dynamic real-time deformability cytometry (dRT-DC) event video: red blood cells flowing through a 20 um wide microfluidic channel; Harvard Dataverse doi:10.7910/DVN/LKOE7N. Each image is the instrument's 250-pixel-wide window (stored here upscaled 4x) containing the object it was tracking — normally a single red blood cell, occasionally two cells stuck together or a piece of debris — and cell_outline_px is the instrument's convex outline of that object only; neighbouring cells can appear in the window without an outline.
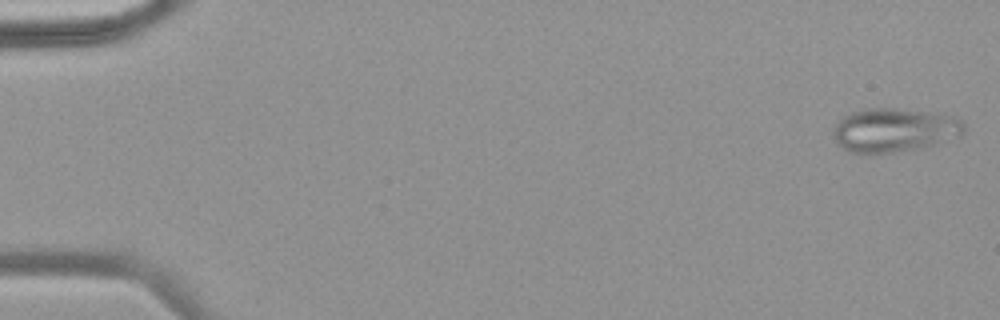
{"species": "common noctule bat (a hibernating species)", "species_latin": "Nyctalus noctula", "temperature_condition": "warm", "stored_images_in_passage": 48, "camera_frame_rate_fps": 3000, "um_per_image_px": 0.085, "animal": {"sex": "female", "body_mass_g": 18.4}, "frame": {"image": 1, "passage_image": 1, "time_ms": 0.0, "image_size_px": [1000, 320], "cell_outline_px": [[964, 136], [920, 148], [892, 152], [852, 152], [836, 144], [832, 136], [836, 124], [844, 116], [852, 112], [868, 108], [892, 108], [952, 116], [960, 120], [964, 124]], "centroid_in_image_um": [76.02, 11.06], "position_along_channel_um": 9.0, "area_um2": 32.95}}
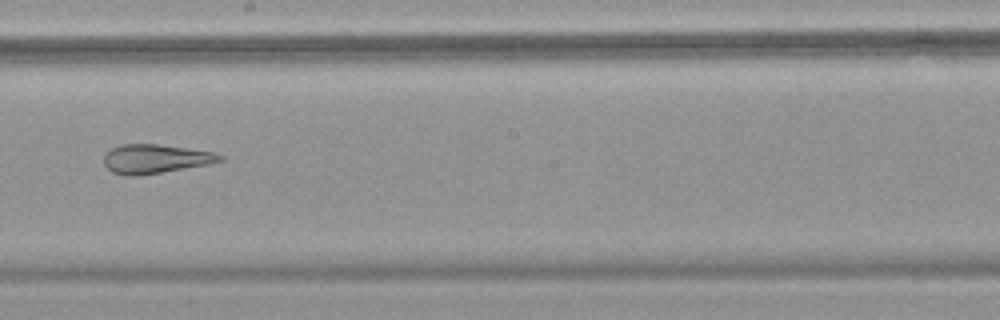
{"frame": {"image": 2, "passage_image": 28, "time_ms": 9.0, "image_size_px": [1000, 320], "cell_outline_px": [[224, 160], [208, 164], [140, 176], [124, 176], [112, 172], [104, 164], [104, 152], [120, 144], [156, 144], [188, 148], [216, 152], [224, 156]], "centroid_in_image_um": [13.19, 13.5], "position_along_channel_um": 235.0, "area_um2": 19.83}}
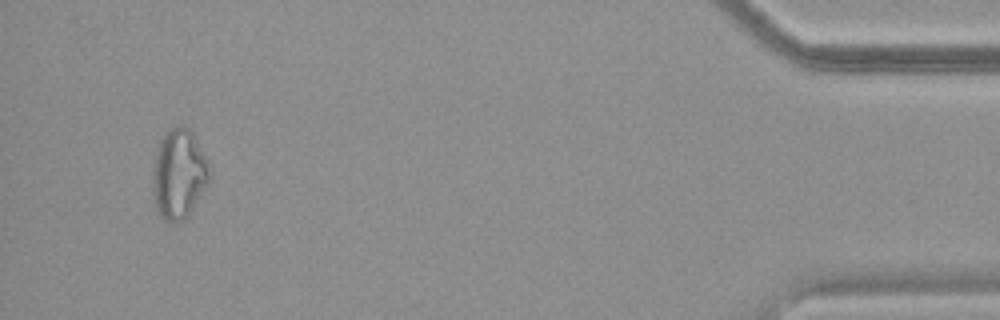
{"frame": {"image": 3, "passage_image": 46, "time_ms": 15.0, "image_size_px": [1000, 320], "cell_outline_px": [[212, 176], [208, 184], [188, 216], [184, 220], [176, 224], [172, 224], [164, 220], [160, 216], [156, 208], [152, 192], [152, 172], [156, 152], [160, 140], [164, 132], [168, 128], [180, 124], [184, 124], [192, 132], [208, 160]], "centroid_in_image_um": [15.2, 14.79], "position_along_channel_um": 420.0, "area_um2": 30.52}}